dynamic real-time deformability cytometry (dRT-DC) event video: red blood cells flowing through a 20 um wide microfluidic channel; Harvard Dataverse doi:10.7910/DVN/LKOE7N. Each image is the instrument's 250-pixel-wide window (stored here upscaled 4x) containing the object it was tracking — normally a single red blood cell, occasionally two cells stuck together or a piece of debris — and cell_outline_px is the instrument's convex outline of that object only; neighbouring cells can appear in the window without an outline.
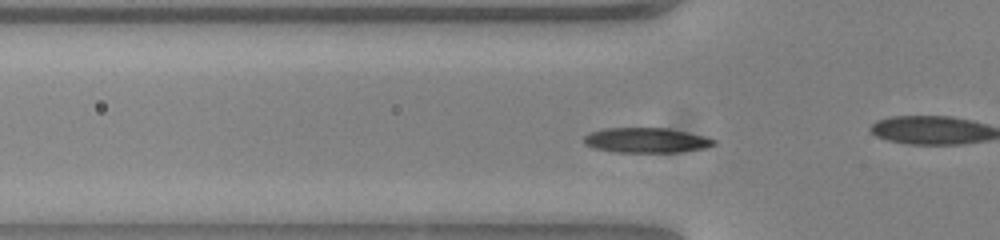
{"species": "common noctule bat (a hibernating species)", "species_latin": "Nyctalus noctula", "temperature_condition": "warm", "stored_images_in_passage": 48, "camera_frame_rate_fps": 3000, "um_per_image_px": 0.085, "animal": {"sex": "female", "body_mass_g": 23.0, "forearm_length_mm": 53.4}, "frame": {"image": 1, "passage_image": 11, "time_ms": 3.333, "image_size_px": [1000, 240], "cell_outline_px": [[716, 144], [704, 148], [676, 152], [616, 152], [596, 148], [584, 144], [584, 136], [592, 132], [604, 128], [668, 128], [704, 136], [716, 140]], "centroid_in_image_um": [54.93, 11.92], "position_along_channel_um": 70.9, "area_um2": 18.73}}
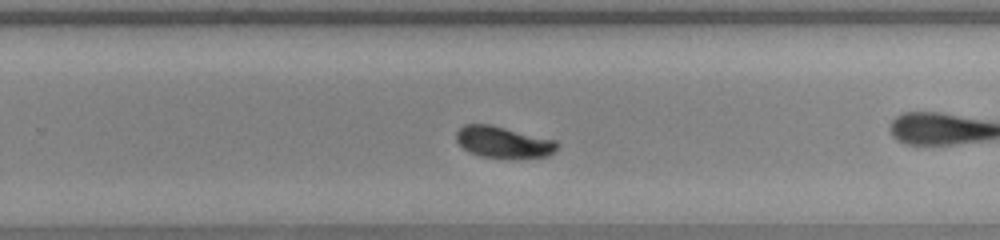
{"frame": {"image": 2, "passage_image": 28, "time_ms": 9.0, "image_size_px": [1000, 240], "cell_outline_px": [[560, 144], [548, 156], [480, 156], [468, 152], [456, 140], [456, 132], [464, 124], [492, 124], [556, 140]], "centroid_in_image_um": [42.75, 12.03], "position_along_channel_um": 287.0, "area_um2": 18.03}}
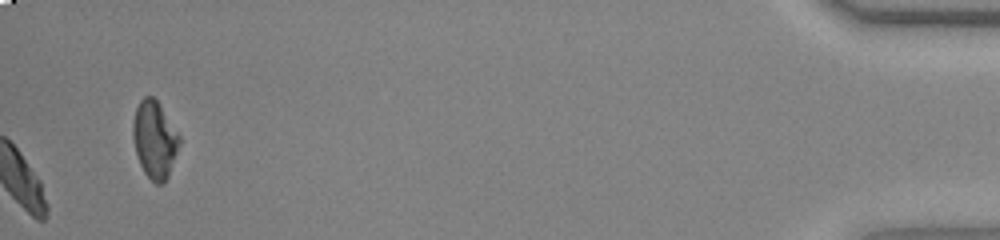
{"frame": {"image": 3, "passage_image": 48, "time_ms": 15.667, "image_size_px": [1000, 240], "cell_outline_px": [[180, 144], [168, 176], [160, 184], [156, 184], [144, 172], [140, 164], [136, 152], [132, 136], [132, 124], [136, 108], [140, 100], [144, 96], [152, 96], [156, 100], [180, 136]], "centroid_in_image_um": [13.13, 11.86], "position_along_channel_um": 422.1, "area_um2": 20.58}, "authors_computed_cell_mechanics": {"area_um2": 18.3226, "velocity_mm_per_s": 3.8204, "shape_relaxation_time_tau1_ms": 2.602, "shape_relaxation_time_tau2_ms": 1.8531, "deformation_change_tau1": 0.1354, "deformation_change_tau2": 0.0502}}